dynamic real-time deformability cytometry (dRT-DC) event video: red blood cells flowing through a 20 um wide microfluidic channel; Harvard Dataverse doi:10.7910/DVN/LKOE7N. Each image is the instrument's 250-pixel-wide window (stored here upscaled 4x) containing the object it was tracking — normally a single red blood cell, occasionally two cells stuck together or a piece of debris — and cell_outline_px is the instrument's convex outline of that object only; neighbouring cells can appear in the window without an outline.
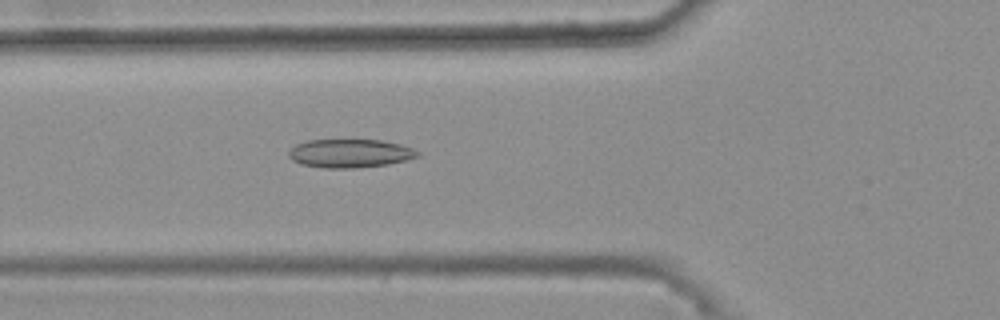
{"species": "common noctule bat (a hibernating species)", "species_latin": "Nyctalus noctula", "temperature_condition": "warm", "stored_images_in_passage": 37, "camera_frame_rate_fps": 3000, "um_per_image_px": 0.085, "animal": {"sex": "female", "body_mass_g": 25.1}, "frame": {"image": 1, "passage_image": 8, "time_ms": 2.333, "image_size_px": [1000, 320], "cell_outline_px": [[420, 156], [408, 160], [388, 164], [356, 168], [320, 168], [300, 164], [292, 160], [288, 156], [288, 152], [296, 144], [308, 140], [380, 140], [400, 144], [412, 148], [420, 152]], "centroid_in_image_um": [29.75, 13.04], "position_along_channel_um": 96.0, "area_um2": 21.56}}
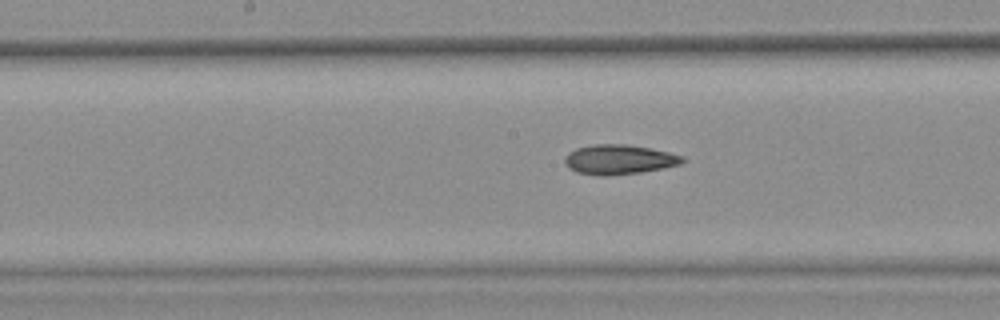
{"frame": {"image": 2, "passage_image": 16, "time_ms": 5.0, "image_size_px": [1000, 320], "cell_outline_px": [[684, 160], [680, 164], [664, 168], [640, 172], [604, 176], [600, 176], [576, 172], [568, 168], [564, 160], [568, 152], [576, 148], [592, 144], [628, 144], [652, 148], [684, 156]], "centroid_in_image_um": [52.6, 13.55], "position_along_channel_um": 195.6, "area_um2": 20.46}}
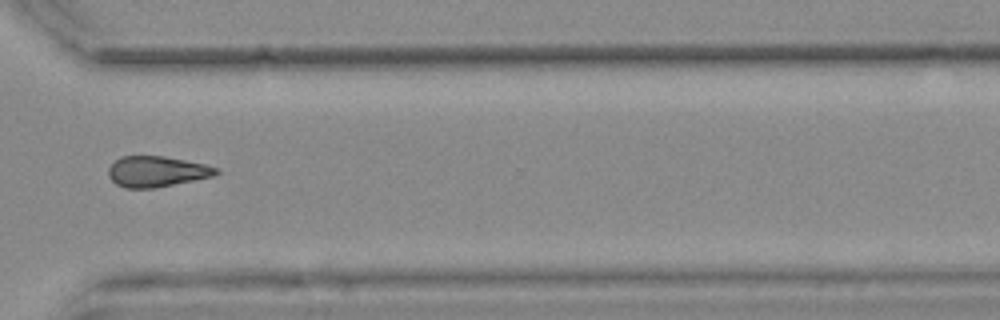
{"frame": {"image": 3, "passage_image": 29, "time_ms": 9.333, "image_size_px": [1000, 320], "cell_outline_px": [[220, 172], [212, 176], [156, 188], [124, 188], [116, 184], [108, 176], [108, 168], [120, 156], [164, 156], [204, 164], [220, 168]], "centroid_in_image_um": [13.31, 14.58], "position_along_channel_um": 357.3, "area_um2": 19.25}}